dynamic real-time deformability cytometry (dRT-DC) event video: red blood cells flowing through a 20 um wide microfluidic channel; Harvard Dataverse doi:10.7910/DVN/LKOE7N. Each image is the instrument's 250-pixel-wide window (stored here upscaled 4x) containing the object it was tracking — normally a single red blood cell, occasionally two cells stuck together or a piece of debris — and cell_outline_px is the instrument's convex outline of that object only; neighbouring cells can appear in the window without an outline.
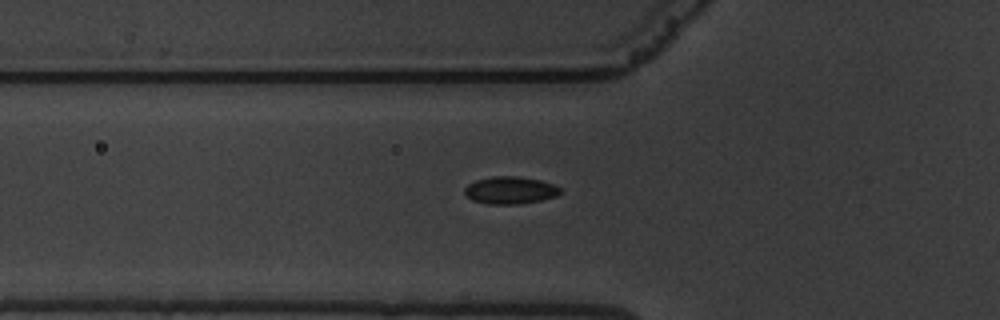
{"species": "common noctule bat (a hibernating species)", "species_latin": "Nyctalus noctula", "temperature_condition": "warm", "stored_images_in_passage": 41, "camera_frame_rate_fps": 3000, "um_per_image_px": 0.085, "animal": {"sex": "male", "body_mass_g": 19.5, "forearm_length_mm": 54.6}, "frame": {"image": 1, "passage_image": 2, "time_ms": 0.333, "image_size_px": [1000, 320], "cell_outline_px": [[564, 192], [556, 196], [540, 200], [520, 204], [488, 204], [472, 200], [464, 196], [464, 188], [468, 184], [476, 180], [492, 176], [520, 176], [540, 180], [556, 184]], "centroid_in_image_um": [43.37, 16.17], "position_along_channel_um": 82.4, "area_um2": 15.55}}
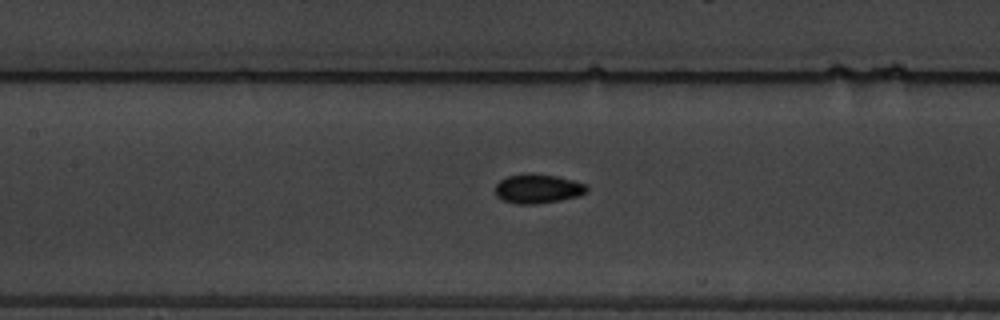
{"frame": {"image": 2, "passage_image": 9, "time_ms": 2.667, "image_size_px": [1000, 320], "cell_outline_px": [[588, 192], [580, 196], [560, 200], [536, 204], [516, 204], [504, 200], [496, 196], [496, 184], [504, 176], [528, 172], [556, 176], [572, 180], [584, 184], [588, 188]], "centroid_in_image_um": [45.7, 16.03], "position_along_channel_um": 161.7, "area_um2": 15.78}}
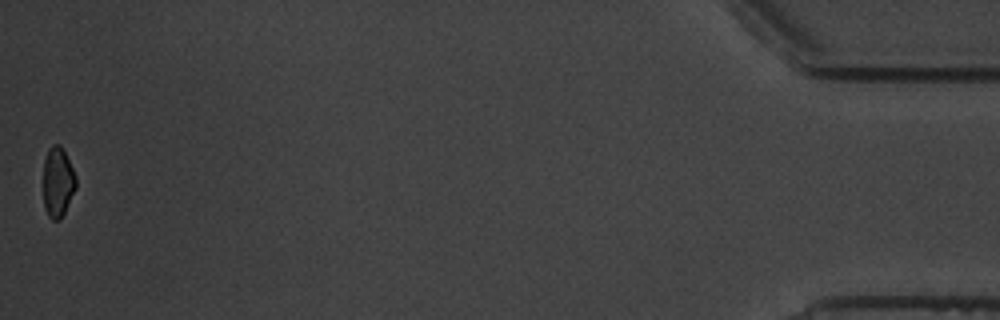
{"frame": {"image": 3, "passage_image": 41, "time_ms": 13.333, "image_size_px": [1000, 320], "cell_outline_px": [[76, 188], [60, 220], [52, 220], [48, 216], [44, 208], [44, 160], [48, 148], [52, 144], [60, 144], [76, 176]], "centroid_in_image_um": [4.9, 15.48], "position_along_channel_um": 430.3, "area_um2": 13.24}, "authors_computed_cell_mechanics": {"area_um2": 14.8546, "velocity_mm_per_s": 3.3725, "shape_relaxation_time_tau1_ms": 3.5985, "shape_relaxation_time_tau2_ms": 1.7419, "deformation_change_tau1": 0.0853, "deformation_change_tau2": 0.0436}}